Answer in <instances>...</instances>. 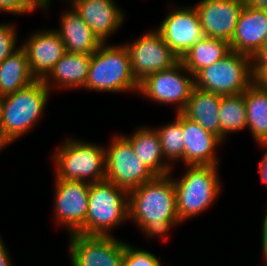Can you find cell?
<instances>
[{
  "instance_id": "1",
  "label": "cell",
  "mask_w": 267,
  "mask_h": 266,
  "mask_svg": "<svg viewBox=\"0 0 267 266\" xmlns=\"http://www.w3.org/2000/svg\"><path fill=\"white\" fill-rule=\"evenodd\" d=\"M172 174L156 176L128 192V220L150 239L163 236V240L167 241L171 228L181 224Z\"/></svg>"
},
{
  "instance_id": "2",
  "label": "cell",
  "mask_w": 267,
  "mask_h": 266,
  "mask_svg": "<svg viewBox=\"0 0 267 266\" xmlns=\"http://www.w3.org/2000/svg\"><path fill=\"white\" fill-rule=\"evenodd\" d=\"M50 90L43 80L3 97V115L0 126V145L7 146L23 137L43 117Z\"/></svg>"
},
{
  "instance_id": "3",
  "label": "cell",
  "mask_w": 267,
  "mask_h": 266,
  "mask_svg": "<svg viewBox=\"0 0 267 266\" xmlns=\"http://www.w3.org/2000/svg\"><path fill=\"white\" fill-rule=\"evenodd\" d=\"M178 179L172 176L175 187L176 210L180 222L206 212L221 194L222 181L215 165L186 166Z\"/></svg>"
},
{
  "instance_id": "4",
  "label": "cell",
  "mask_w": 267,
  "mask_h": 266,
  "mask_svg": "<svg viewBox=\"0 0 267 266\" xmlns=\"http://www.w3.org/2000/svg\"><path fill=\"white\" fill-rule=\"evenodd\" d=\"M84 89L99 92H137L139 83L131 72L124 44L103 43L93 54Z\"/></svg>"
},
{
  "instance_id": "5",
  "label": "cell",
  "mask_w": 267,
  "mask_h": 266,
  "mask_svg": "<svg viewBox=\"0 0 267 266\" xmlns=\"http://www.w3.org/2000/svg\"><path fill=\"white\" fill-rule=\"evenodd\" d=\"M66 139L53 153L55 177L90 184L105 180V146L73 137Z\"/></svg>"
},
{
  "instance_id": "6",
  "label": "cell",
  "mask_w": 267,
  "mask_h": 266,
  "mask_svg": "<svg viewBox=\"0 0 267 266\" xmlns=\"http://www.w3.org/2000/svg\"><path fill=\"white\" fill-rule=\"evenodd\" d=\"M88 196L85 224L77 233L111 236L112 230L128 220V192L124 189L103 180L90 184Z\"/></svg>"
},
{
  "instance_id": "7",
  "label": "cell",
  "mask_w": 267,
  "mask_h": 266,
  "mask_svg": "<svg viewBox=\"0 0 267 266\" xmlns=\"http://www.w3.org/2000/svg\"><path fill=\"white\" fill-rule=\"evenodd\" d=\"M195 88L220 95H236L254 82L252 57L230 51L220 61L194 75Z\"/></svg>"
},
{
  "instance_id": "8",
  "label": "cell",
  "mask_w": 267,
  "mask_h": 266,
  "mask_svg": "<svg viewBox=\"0 0 267 266\" xmlns=\"http://www.w3.org/2000/svg\"><path fill=\"white\" fill-rule=\"evenodd\" d=\"M106 181L130 192L156 175L136 156L131 143L124 135H115L105 147Z\"/></svg>"
},
{
  "instance_id": "9",
  "label": "cell",
  "mask_w": 267,
  "mask_h": 266,
  "mask_svg": "<svg viewBox=\"0 0 267 266\" xmlns=\"http://www.w3.org/2000/svg\"><path fill=\"white\" fill-rule=\"evenodd\" d=\"M194 88V76L179 61L170 69L145 77L139 82L138 93L155 103L175 105V113H181Z\"/></svg>"
},
{
  "instance_id": "10",
  "label": "cell",
  "mask_w": 267,
  "mask_h": 266,
  "mask_svg": "<svg viewBox=\"0 0 267 266\" xmlns=\"http://www.w3.org/2000/svg\"><path fill=\"white\" fill-rule=\"evenodd\" d=\"M124 45L129 53L132 75L138 83L148 75L170 69L180 61L156 28Z\"/></svg>"
},
{
  "instance_id": "11",
  "label": "cell",
  "mask_w": 267,
  "mask_h": 266,
  "mask_svg": "<svg viewBox=\"0 0 267 266\" xmlns=\"http://www.w3.org/2000/svg\"><path fill=\"white\" fill-rule=\"evenodd\" d=\"M71 266H121L125 244L114 236L68 234Z\"/></svg>"
},
{
  "instance_id": "12",
  "label": "cell",
  "mask_w": 267,
  "mask_h": 266,
  "mask_svg": "<svg viewBox=\"0 0 267 266\" xmlns=\"http://www.w3.org/2000/svg\"><path fill=\"white\" fill-rule=\"evenodd\" d=\"M54 189V219L56 224L66 227L68 234L77 233L85 224L89 209L90 183L57 179Z\"/></svg>"
},
{
  "instance_id": "13",
  "label": "cell",
  "mask_w": 267,
  "mask_h": 266,
  "mask_svg": "<svg viewBox=\"0 0 267 266\" xmlns=\"http://www.w3.org/2000/svg\"><path fill=\"white\" fill-rule=\"evenodd\" d=\"M156 28L164 42L181 59L185 53L205 35L194 5L173 7Z\"/></svg>"
},
{
  "instance_id": "14",
  "label": "cell",
  "mask_w": 267,
  "mask_h": 266,
  "mask_svg": "<svg viewBox=\"0 0 267 266\" xmlns=\"http://www.w3.org/2000/svg\"><path fill=\"white\" fill-rule=\"evenodd\" d=\"M55 29L37 30L20 44L26 52L30 73L36 80H44L66 52L65 45Z\"/></svg>"
},
{
  "instance_id": "15",
  "label": "cell",
  "mask_w": 267,
  "mask_h": 266,
  "mask_svg": "<svg viewBox=\"0 0 267 266\" xmlns=\"http://www.w3.org/2000/svg\"><path fill=\"white\" fill-rule=\"evenodd\" d=\"M245 4L240 0H199L195 3L204 35L230 42Z\"/></svg>"
},
{
  "instance_id": "16",
  "label": "cell",
  "mask_w": 267,
  "mask_h": 266,
  "mask_svg": "<svg viewBox=\"0 0 267 266\" xmlns=\"http://www.w3.org/2000/svg\"><path fill=\"white\" fill-rule=\"evenodd\" d=\"M68 1L102 43L117 32L124 22V11L114 0H64Z\"/></svg>"
},
{
  "instance_id": "17",
  "label": "cell",
  "mask_w": 267,
  "mask_h": 266,
  "mask_svg": "<svg viewBox=\"0 0 267 266\" xmlns=\"http://www.w3.org/2000/svg\"><path fill=\"white\" fill-rule=\"evenodd\" d=\"M184 166L219 165L217 147L224 142L182 114Z\"/></svg>"
},
{
  "instance_id": "18",
  "label": "cell",
  "mask_w": 267,
  "mask_h": 266,
  "mask_svg": "<svg viewBox=\"0 0 267 266\" xmlns=\"http://www.w3.org/2000/svg\"><path fill=\"white\" fill-rule=\"evenodd\" d=\"M266 33L267 10L255 9L245 4L229 42L230 49L253 57L264 45Z\"/></svg>"
},
{
  "instance_id": "19",
  "label": "cell",
  "mask_w": 267,
  "mask_h": 266,
  "mask_svg": "<svg viewBox=\"0 0 267 266\" xmlns=\"http://www.w3.org/2000/svg\"><path fill=\"white\" fill-rule=\"evenodd\" d=\"M92 54L65 52L53 70L43 80L46 87L53 89H83L88 77ZM52 88V89H51Z\"/></svg>"
},
{
  "instance_id": "20",
  "label": "cell",
  "mask_w": 267,
  "mask_h": 266,
  "mask_svg": "<svg viewBox=\"0 0 267 266\" xmlns=\"http://www.w3.org/2000/svg\"><path fill=\"white\" fill-rule=\"evenodd\" d=\"M70 8V9H69ZM60 17L59 33L67 52L93 54L103 43L71 5Z\"/></svg>"
},
{
  "instance_id": "21",
  "label": "cell",
  "mask_w": 267,
  "mask_h": 266,
  "mask_svg": "<svg viewBox=\"0 0 267 266\" xmlns=\"http://www.w3.org/2000/svg\"><path fill=\"white\" fill-rule=\"evenodd\" d=\"M133 146L136 156L139 157L156 176L169 175L174 166H171L165 159L160 138L153 127H140L132 135L124 136Z\"/></svg>"
},
{
  "instance_id": "22",
  "label": "cell",
  "mask_w": 267,
  "mask_h": 266,
  "mask_svg": "<svg viewBox=\"0 0 267 266\" xmlns=\"http://www.w3.org/2000/svg\"><path fill=\"white\" fill-rule=\"evenodd\" d=\"M221 98L222 95L220 94L194 88L181 113L220 138L219 108Z\"/></svg>"
},
{
  "instance_id": "23",
  "label": "cell",
  "mask_w": 267,
  "mask_h": 266,
  "mask_svg": "<svg viewBox=\"0 0 267 266\" xmlns=\"http://www.w3.org/2000/svg\"><path fill=\"white\" fill-rule=\"evenodd\" d=\"M36 79L28 66L26 52L20 46L0 62V95L7 96L31 85Z\"/></svg>"
},
{
  "instance_id": "24",
  "label": "cell",
  "mask_w": 267,
  "mask_h": 266,
  "mask_svg": "<svg viewBox=\"0 0 267 266\" xmlns=\"http://www.w3.org/2000/svg\"><path fill=\"white\" fill-rule=\"evenodd\" d=\"M247 128L260 147H267V90L253 82L244 92Z\"/></svg>"
},
{
  "instance_id": "25",
  "label": "cell",
  "mask_w": 267,
  "mask_h": 266,
  "mask_svg": "<svg viewBox=\"0 0 267 266\" xmlns=\"http://www.w3.org/2000/svg\"><path fill=\"white\" fill-rule=\"evenodd\" d=\"M230 51L227 40L204 36L185 53L180 61L194 76L199 70L220 61Z\"/></svg>"
},
{
  "instance_id": "26",
  "label": "cell",
  "mask_w": 267,
  "mask_h": 266,
  "mask_svg": "<svg viewBox=\"0 0 267 266\" xmlns=\"http://www.w3.org/2000/svg\"><path fill=\"white\" fill-rule=\"evenodd\" d=\"M220 139L225 142L229 133L247 129V115L244 92L223 95L219 108Z\"/></svg>"
},
{
  "instance_id": "27",
  "label": "cell",
  "mask_w": 267,
  "mask_h": 266,
  "mask_svg": "<svg viewBox=\"0 0 267 266\" xmlns=\"http://www.w3.org/2000/svg\"><path fill=\"white\" fill-rule=\"evenodd\" d=\"M175 116L174 121L155 128L160 138L163 155L171 166L176 161L184 163L185 144L182 132V113H176Z\"/></svg>"
},
{
  "instance_id": "28",
  "label": "cell",
  "mask_w": 267,
  "mask_h": 266,
  "mask_svg": "<svg viewBox=\"0 0 267 266\" xmlns=\"http://www.w3.org/2000/svg\"><path fill=\"white\" fill-rule=\"evenodd\" d=\"M161 264L155 254L126 242L121 266H162Z\"/></svg>"
},
{
  "instance_id": "29",
  "label": "cell",
  "mask_w": 267,
  "mask_h": 266,
  "mask_svg": "<svg viewBox=\"0 0 267 266\" xmlns=\"http://www.w3.org/2000/svg\"><path fill=\"white\" fill-rule=\"evenodd\" d=\"M17 29L13 23H0V62L5 60L19 47L17 43Z\"/></svg>"
},
{
  "instance_id": "30",
  "label": "cell",
  "mask_w": 267,
  "mask_h": 266,
  "mask_svg": "<svg viewBox=\"0 0 267 266\" xmlns=\"http://www.w3.org/2000/svg\"><path fill=\"white\" fill-rule=\"evenodd\" d=\"M43 2L44 0H0V13L28 14L37 8L43 10Z\"/></svg>"
},
{
  "instance_id": "31",
  "label": "cell",
  "mask_w": 267,
  "mask_h": 266,
  "mask_svg": "<svg viewBox=\"0 0 267 266\" xmlns=\"http://www.w3.org/2000/svg\"><path fill=\"white\" fill-rule=\"evenodd\" d=\"M254 82L260 87L267 90V65H252Z\"/></svg>"
},
{
  "instance_id": "32",
  "label": "cell",
  "mask_w": 267,
  "mask_h": 266,
  "mask_svg": "<svg viewBox=\"0 0 267 266\" xmlns=\"http://www.w3.org/2000/svg\"><path fill=\"white\" fill-rule=\"evenodd\" d=\"M264 218L262 221V226H261V245H262V257H263V263L264 265H267V209L266 212L264 213Z\"/></svg>"
},
{
  "instance_id": "33",
  "label": "cell",
  "mask_w": 267,
  "mask_h": 266,
  "mask_svg": "<svg viewBox=\"0 0 267 266\" xmlns=\"http://www.w3.org/2000/svg\"><path fill=\"white\" fill-rule=\"evenodd\" d=\"M252 65H267V45H263L252 57Z\"/></svg>"
},
{
  "instance_id": "34",
  "label": "cell",
  "mask_w": 267,
  "mask_h": 266,
  "mask_svg": "<svg viewBox=\"0 0 267 266\" xmlns=\"http://www.w3.org/2000/svg\"><path fill=\"white\" fill-rule=\"evenodd\" d=\"M3 241L0 236V266H12V258H10L6 243Z\"/></svg>"
},
{
  "instance_id": "35",
  "label": "cell",
  "mask_w": 267,
  "mask_h": 266,
  "mask_svg": "<svg viewBox=\"0 0 267 266\" xmlns=\"http://www.w3.org/2000/svg\"><path fill=\"white\" fill-rule=\"evenodd\" d=\"M262 148H267V147H262ZM259 175L261 178V181H263L264 183L267 184V151H265V153L263 154V157L261 158L260 162H259Z\"/></svg>"
},
{
  "instance_id": "36",
  "label": "cell",
  "mask_w": 267,
  "mask_h": 266,
  "mask_svg": "<svg viewBox=\"0 0 267 266\" xmlns=\"http://www.w3.org/2000/svg\"><path fill=\"white\" fill-rule=\"evenodd\" d=\"M246 4L255 9L267 10V0H248Z\"/></svg>"
},
{
  "instance_id": "37",
  "label": "cell",
  "mask_w": 267,
  "mask_h": 266,
  "mask_svg": "<svg viewBox=\"0 0 267 266\" xmlns=\"http://www.w3.org/2000/svg\"><path fill=\"white\" fill-rule=\"evenodd\" d=\"M2 115H3V96L0 95V126L2 121Z\"/></svg>"
},
{
  "instance_id": "38",
  "label": "cell",
  "mask_w": 267,
  "mask_h": 266,
  "mask_svg": "<svg viewBox=\"0 0 267 266\" xmlns=\"http://www.w3.org/2000/svg\"><path fill=\"white\" fill-rule=\"evenodd\" d=\"M52 0H44V2H43V11L45 10V11H48L47 9H49L50 8V2H51Z\"/></svg>"
},
{
  "instance_id": "39",
  "label": "cell",
  "mask_w": 267,
  "mask_h": 266,
  "mask_svg": "<svg viewBox=\"0 0 267 266\" xmlns=\"http://www.w3.org/2000/svg\"><path fill=\"white\" fill-rule=\"evenodd\" d=\"M264 45H267V33H266L265 38H264Z\"/></svg>"
}]
</instances>
